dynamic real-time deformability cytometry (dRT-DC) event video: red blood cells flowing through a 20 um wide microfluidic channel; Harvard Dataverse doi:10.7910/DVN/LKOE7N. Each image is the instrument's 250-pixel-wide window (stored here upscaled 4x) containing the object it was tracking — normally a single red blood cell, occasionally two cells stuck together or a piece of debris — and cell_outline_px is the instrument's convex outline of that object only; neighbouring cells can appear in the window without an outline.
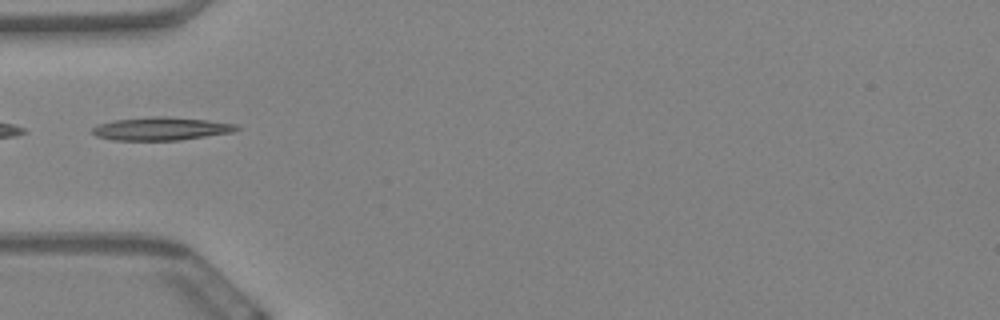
{"species": "Egyptian fruit bat (a non-hibernating species)", "species_latin": "Rousettus aegyptiacus", "temperature_condition": "warm", "stored_images_in_passage": 41, "camera_frame_rate_fps": 3000, "um_per_image_px": 0.085, "animal": {"sex": "female"}, "frame": {"image": 1, "passage_image": 1, "time_ms": 0.0, "image_size_px": [1000, 320], "cell_outline_px": [[240, 128], [232, 132], [180, 140], [116, 140], [96, 136], [92, 132], [92, 128], [100, 124], [116, 120], [152, 116], [168, 116], [208, 120], [236, 124]], "centroid_in_image_um": [13.72, 10.93], "position_along_channel_um": 71.3, "area_um2": 19.25}}
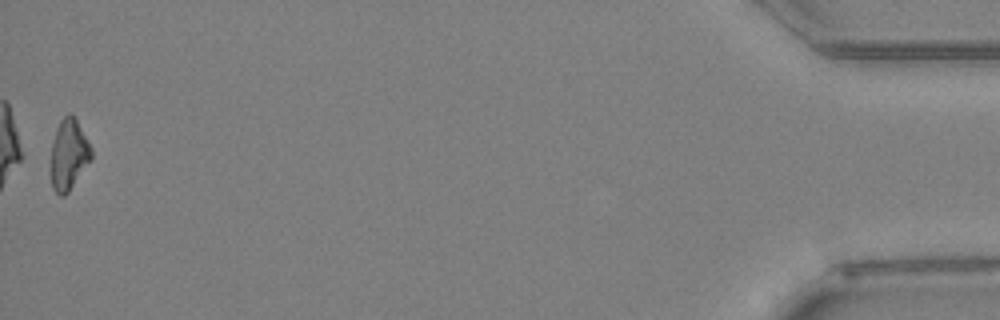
{"frame": {"image": 2, "passage_image": 41, "time_ms": 13.333, "image_size_px": [1000, 320], "cell_outline_px": [[92, 160], [68, 192], [64, 196], [60, 196], [52, 188], [52, 144], [56, 128], [60, 120], [68, 112], [72, 112], [92, 148]], "centroid_in_image_um": [5.87, 13.12], "position_along_channel_um": 429.3, "area_um2": 16.65}}